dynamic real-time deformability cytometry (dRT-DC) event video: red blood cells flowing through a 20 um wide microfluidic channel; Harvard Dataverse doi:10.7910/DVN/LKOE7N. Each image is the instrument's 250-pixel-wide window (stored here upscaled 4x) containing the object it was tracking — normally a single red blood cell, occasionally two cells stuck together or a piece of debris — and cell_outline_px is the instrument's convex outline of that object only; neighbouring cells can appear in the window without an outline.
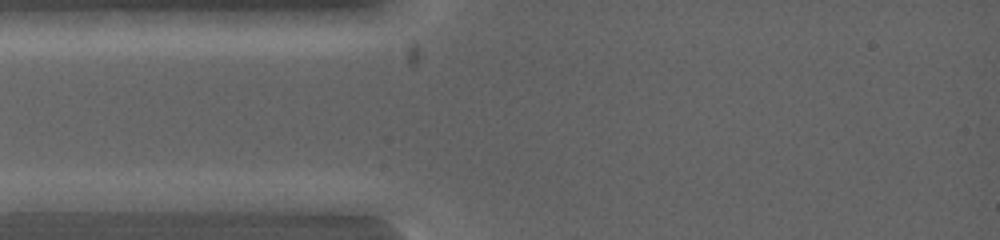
{"species": "common noctule bat (a hibernating species)", "species_latin": "Nyctalus noctula", "temperature_condition": "warm", "stored_images_in_passage": 2, "camera_frame_rate_fps": 5000, "um_per_image_px": 0.085, "animal": {"sex": "female", "body_mass_g": 19.0, "forearm_length_mm": 53.3}, "frame": {"image": 1, "passage_image": 1, "time_ms": 0.0, "image_size_px": [1000, 240], "cell_outline_px": [[112, 200], [100, 212], [16, 212], [12, 200], [80, 192]], "centroid_in_image_um": [5.28, 17.3], "position_along_channel_um": 79.7, "area_um2": 10.87}}